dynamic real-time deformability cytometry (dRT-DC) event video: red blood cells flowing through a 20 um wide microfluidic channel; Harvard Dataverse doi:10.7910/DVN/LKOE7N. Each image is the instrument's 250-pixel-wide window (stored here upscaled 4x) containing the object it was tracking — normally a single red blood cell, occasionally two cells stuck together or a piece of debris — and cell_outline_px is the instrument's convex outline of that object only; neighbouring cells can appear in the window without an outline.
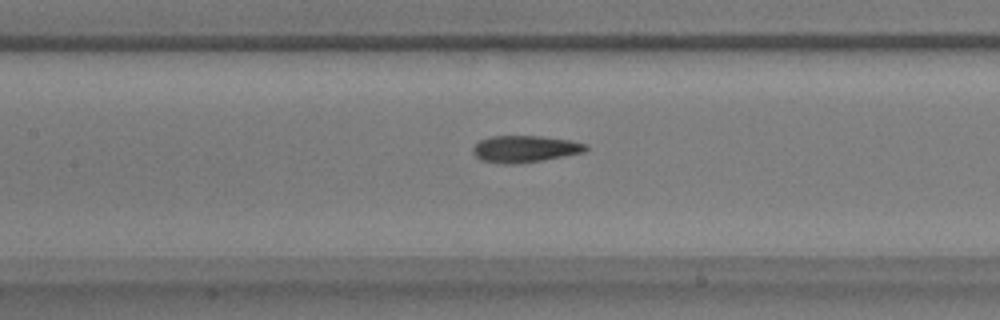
{"species": "common noctule bat (a hibernating species)", "species_latin": "Nyctalus noctula", "temperature_condition": "warm", "stored_images_in_passage": 57, "camera_frame_rate_fps": 3000, "um_per_image_px": 0.085, "animal": {"sex": "male", "body_mass_g": 17.9}, "frame": {"image": 1, "passage_image": 26, "time_ms": 8.333, "image_size_px": [1000, 320], "cell_outline_px": [[588, 148], [584, 152], [564, 156], [540, 160], [512, 164], [504, 164], [480, 160], [472, 152], [472, 148], [480, 140], [492, 136], [540, 136], [568, 140], [588, 144]], "centroid_in_image_um": [44.6, 12.65], "position_along_channel_um": 162.8, "area_um2": 17.46}}
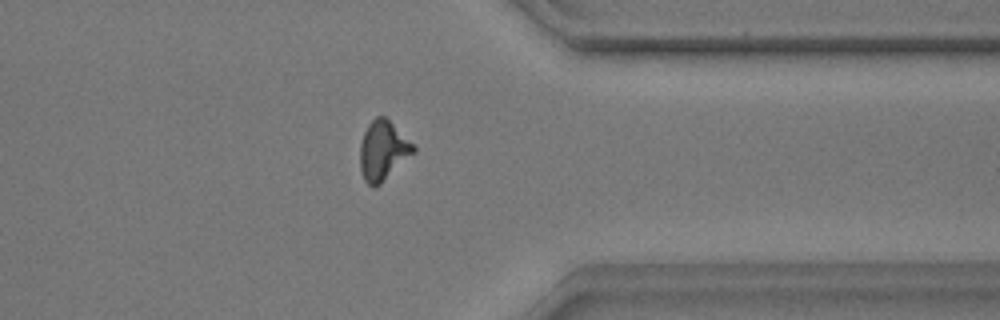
{"frame": {"image": 2, "passage_image": 45, "time_ms": 14.667, "image_size_px": [1000, 320], "cell_outline_px": [[416, 152], [376, 188], [372, 188], [364, 180], [360, 168], [360, 144], [364, 132], [368, 124], [376, 116], [384, 116], [416, 144]], "centroid_in_image_um": [32.58, 12.81], "position_along_channel_um": 378.8, "area_um2": 18.84}}
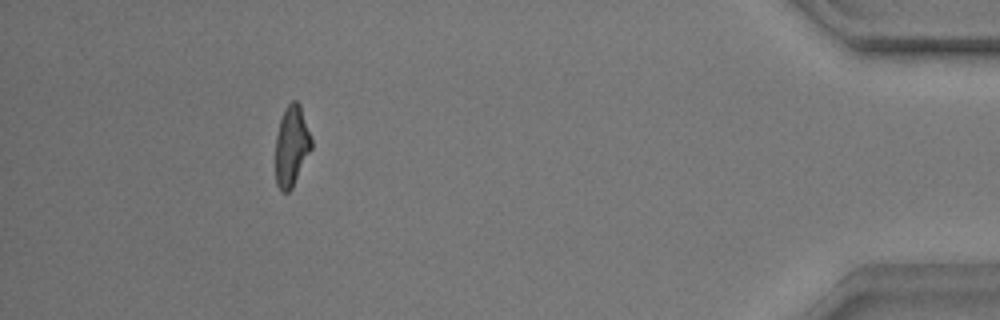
{"frame": {"image": 3, "passage_image": 52, "time_ms": 17.0, "image_size_px": [1000, 320], "cell_outline_px": [[312, 148], [292, 188], [288, 192], [280, 192], [276, 184], [276, 136], [280, 120], [284, 108], [292, 100], [296, 100], [300, 104], [312, 140]], "centroid_in_image_um": [24.78, 12.41], "position_along_channel_um": 410.4, "area_um2": 16.88}, "authors_computed_cell_mechanics": {"area_um2": 17.4556, "velocity_mm_per_s": 3.5478, "shape_relaxation_time_tau1_ms": 9.496, "shape_relaxation_time_tau2_ms": 1.7475, "deformation_change_tau1": 0.2572, "deformation_change_tau2": 0.0841}}